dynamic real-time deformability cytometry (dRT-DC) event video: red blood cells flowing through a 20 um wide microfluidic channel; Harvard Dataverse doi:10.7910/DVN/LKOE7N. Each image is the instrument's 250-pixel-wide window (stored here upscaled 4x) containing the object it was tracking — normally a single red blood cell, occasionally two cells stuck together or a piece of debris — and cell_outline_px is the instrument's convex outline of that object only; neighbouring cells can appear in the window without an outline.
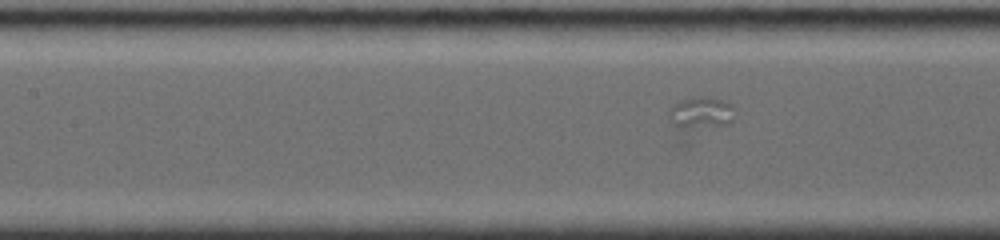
{"species": "common noctule bat (a hibernating species)", "species_latin": "Nyctalus noctula", "temperature_condition": "room temperature", "stored_images_in_passage": 26, "camera_frame_rate_fps": 4000, "um_per_image_px": 0.085, "animal": {"sex": "female", "body_mass_g": 19.0, "forearm_length_mm": 56.7}, "frame": {"image": 1, "passage_image": 19, "time_ms": 4.5, "image_size_px": [1000, 240], "cell_outline_px": [[732, 124], [684, 128], [680, 128], [672, 120], [668, 112], [668, 108], [684, 100], [704, 96], [708, 96], [732, 104]], "centroid_in_image_um": [59.61, 9.58], "position_along_channel_um": 147.8, "area_um2": 11.62}}
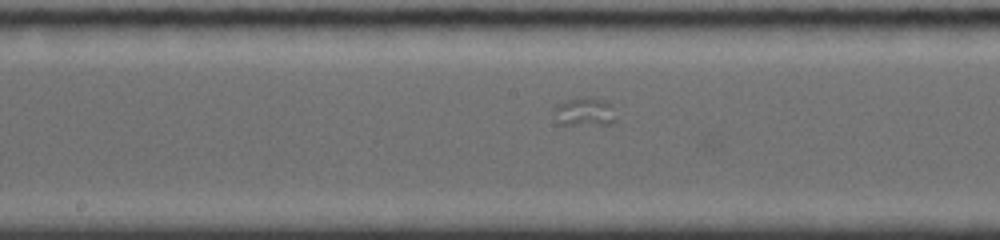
{"frame": {"image": 2, "passage_image": 25, "time_ms": 6.0, "image_size_px": [1000, 240], "cell_outline_px": [[616, 120], [612, 124], [556, 124], [552, 108], [556, 104], [568, 100], [584, 96], [588, 96], [608, 100], [612, 104]], "centroid_in_image_um": [49.68, 9.48], "position_along_channel_um": 198.5, "area_um2": 10.69}}